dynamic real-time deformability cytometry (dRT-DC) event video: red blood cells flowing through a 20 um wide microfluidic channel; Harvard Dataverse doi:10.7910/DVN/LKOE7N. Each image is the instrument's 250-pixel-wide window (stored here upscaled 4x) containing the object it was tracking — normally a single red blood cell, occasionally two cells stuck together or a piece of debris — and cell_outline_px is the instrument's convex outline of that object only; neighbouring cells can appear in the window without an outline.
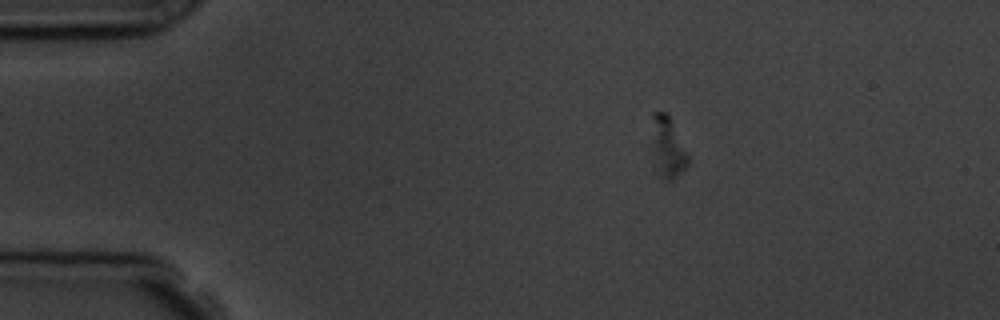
{"species": "common noctule bat (a hibernating species)", "species_latin": "Nyctalus noctula", "temperature_condition": "room temperature", "stored_images_in_passage": 3, "camera_frame_rate_fps": 3000, "um_per_image_px": 0.085, "animal": {"sex": "male", "body_mass_g": 19.5, "forearm_length_mm": 54.6}, "frame": {"image": 1, "passage_image": 1, "time_ms": 0.0, "image_size_px": [1000, 320], "cell_outline_px": [[688, 164], [672, 180], [668, 180], [656, 172], [652, 116], [652, 112], [664, 112], [668, 116], [688, 156]], "centroid_in_image_um": [56.75, 12.54], "position_along_channel_um": 28.3, "area_um2": 11.85}}